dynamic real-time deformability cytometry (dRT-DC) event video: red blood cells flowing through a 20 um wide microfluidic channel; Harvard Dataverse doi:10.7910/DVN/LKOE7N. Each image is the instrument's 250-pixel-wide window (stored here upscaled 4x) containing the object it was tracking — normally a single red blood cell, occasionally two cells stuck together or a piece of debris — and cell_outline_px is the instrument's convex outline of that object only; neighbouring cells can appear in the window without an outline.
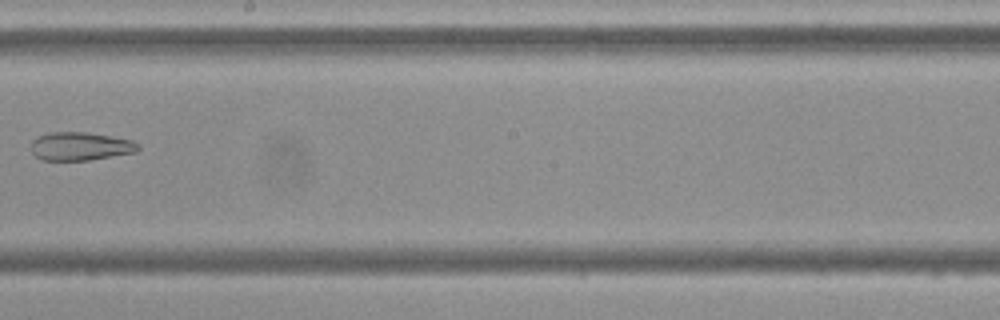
{"species": "Egyptian fruit bat (a non-hibernating species)", "species_latin": "Rousettus aegyptiacus", "temperature_condition": "cold", "stored_images_in_passage": 8, "camera_frame_rate_fps": 3000, "um_per_image_px": 0.085, "frame": {"image": 1, "passage_image": 8, "time_ms": 8.333, "image_size_px": [1000, 320], "cell_outline_px": [[140, 148], [136, 152], [88, 160], [44, 160], [36, 156], [32, 152], [32, 140], [36, 136], [48, 132], [88, 132], [112, 136], [132, 140], [140, 144]], "centroid_in_image_um": [6.84, 12.42], "position_along_channel_um": 241.4, "area_um2": 17.74}}